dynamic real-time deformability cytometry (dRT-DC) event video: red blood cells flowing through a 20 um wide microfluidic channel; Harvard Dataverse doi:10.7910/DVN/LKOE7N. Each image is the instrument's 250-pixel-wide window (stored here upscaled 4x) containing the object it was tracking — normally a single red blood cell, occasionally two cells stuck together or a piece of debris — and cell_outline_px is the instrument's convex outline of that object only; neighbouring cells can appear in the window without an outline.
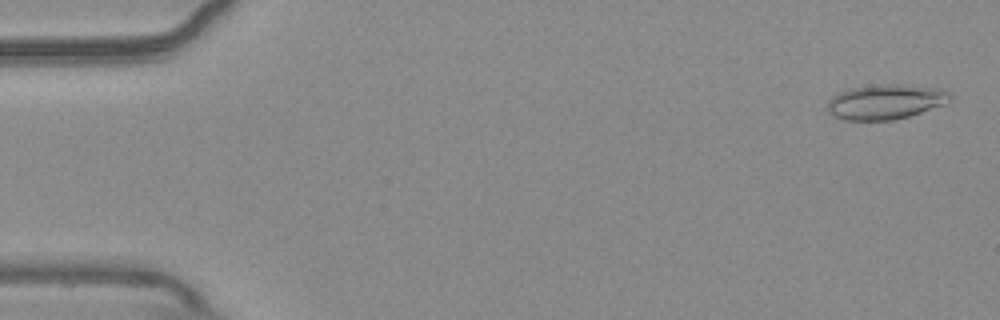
{"species": "common noctule bat (a hibernating species)", "species_latin": "Nyctalus noctula", "temperature_condition": "warm", "stored_images_in_passage": 54, "camera_frame_rate_fps": 3000, "um_per_image_px": 0.085, "animal": {"sex": "male", "body_mass_g": 20.4}, "frame": {"image": 1, "passage_image": 2, "time_ms": 0.333, "image_size_px": [1000, 320], "cell_outline_px": [[952, 100], [948, 104], [908, 116], [892, 120], [844, 120], [832, 116], [828, 112], [828, 100], [836, 92], [852, 88], [884, 84], [900, 84], [940, 88], [952, 92]], "centroid_in_image_um": [75.31, 8.65], "position_along_channel_um": 9.7, "area_um2": 25.32}}
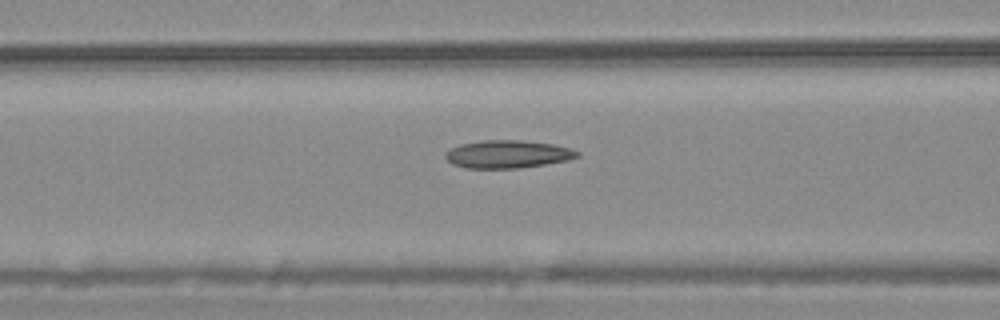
{"frame": {"image": 2, "passage_image": 22, "time_ms": 7.0, "image_size_px": [1000, 320], "cell_outline_px": [[580, 156], [568, 160], [520, 168], [464, 168], [452, 164], [444, 156], [444, 152], [448, 148], [460, 144], [484, 140], [520, 140], [552, 144], [572, 148], [580, 152]], "centroid_in_image_um": [43.13, 13.1], "position_along_channel_um": 123.5, "area_um2": 21.56}}
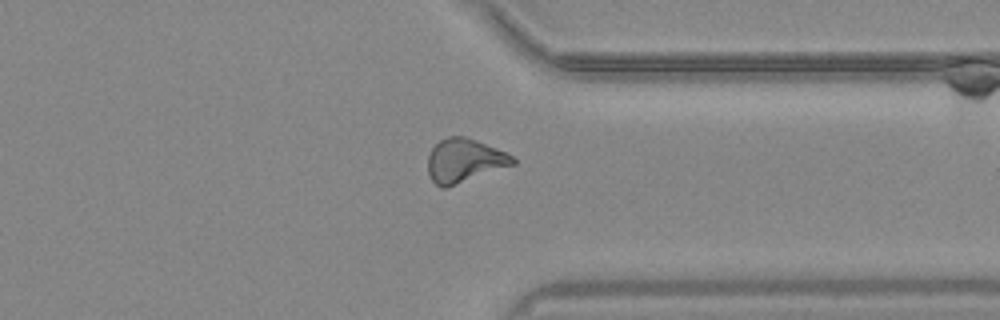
{"frame": {"image": 3, "passage_image": 42, "time_ms": 13.667, "image_size_px": [1000, 320], "cell_outline_px": [[516, 164], [444, 188], [440, 188], [432, 180], [428, 172], [428, 156], [432, 148], [440, 140], [448, 136], [464, 136], [476, 140], [496, 148], [512, 156], [516, 160]], "centroid_in_image_um": [39.46, 13.64], "position_along_channel_um": 371.9, "area_um2": 21.39}, "authors_computed_cell_mechanics": {"area_um2": 21.4149, "velocity_mm_per_s": 3.7485, "shape_relaxation_time_tau1_ms": 6.5548, "shape_relaxation_time_tau2_ms": 3.6997, "deformation_change_tau1": 0.1807, "deformation_change_tau2": 0.1336}}